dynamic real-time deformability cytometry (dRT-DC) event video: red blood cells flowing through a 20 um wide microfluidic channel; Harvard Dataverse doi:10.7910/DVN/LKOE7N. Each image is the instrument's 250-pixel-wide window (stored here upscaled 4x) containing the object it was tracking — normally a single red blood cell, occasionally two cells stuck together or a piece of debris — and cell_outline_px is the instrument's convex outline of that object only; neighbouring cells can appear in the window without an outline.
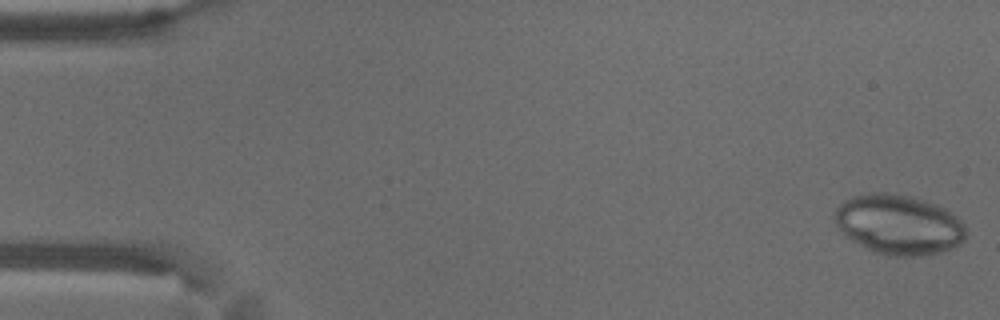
{"species": "common noctule bat (a hibernating species)", "species_latin": "Nyctalus noctula", "temperature_condition": "warm", "stored_images_in_passage": 56, "camera_frame_rate_fps": 3000, "um_per_image_px": 0.085, "animal": {"sex": "male", "body_mass_g": 18.8}, "frame": {"image": 1, "passage_image": 1, "time_ms": 0.0, "image_size_px": [1000, 320], "cell_outline_px": [[964, 240], [956, 248], [944, 252], [924, 256], [884, 256], [872, 252], [844, 236], [840, 232], [836, 224], [836, 208], [844, 200], [852, 196], [868, 192], [884, 192], [912, 196], [936, 204], [944, 208], [956, 216], [964, 224]], "centroid_in_image_um": [76.39, 19.11], "position_along_channel_um": 8.6, "area_um2": 46.41}}